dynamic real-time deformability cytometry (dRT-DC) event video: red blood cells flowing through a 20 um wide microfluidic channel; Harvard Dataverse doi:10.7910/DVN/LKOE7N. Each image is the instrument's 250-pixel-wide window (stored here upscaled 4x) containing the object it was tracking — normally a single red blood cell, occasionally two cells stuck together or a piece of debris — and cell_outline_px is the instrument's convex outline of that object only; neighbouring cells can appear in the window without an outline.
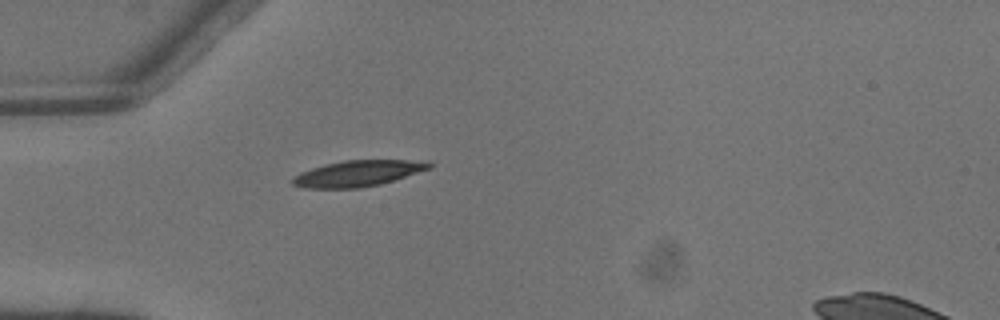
{"species": "common noctule bat (a hibernating species)", "species_latin": "Nyctalus noctula", "temperature_condition": "warm", "stored_images_in_passage": 4, "camera_frame_rate_fps": 3000, "um_per_image_px": 0.085, "animal": {"sex": "male", "body_mass_g": 13.3}, "frame": {"image": 1, "passage_image": 4, "time_ms": 1.0, "image_size_px": [1000, 320], "cell_outline_px": [[432, 168], [380, 184], [360, 188], [304, 188], [292, 184], [292, 180], [300, 172], [324, 164], [344, 160], [428, 160], [432, 164]], "centroid_in_image_um": [30.45, 14.73], "position_along_channel_um": 54.5, "area_um2": 20.69}}